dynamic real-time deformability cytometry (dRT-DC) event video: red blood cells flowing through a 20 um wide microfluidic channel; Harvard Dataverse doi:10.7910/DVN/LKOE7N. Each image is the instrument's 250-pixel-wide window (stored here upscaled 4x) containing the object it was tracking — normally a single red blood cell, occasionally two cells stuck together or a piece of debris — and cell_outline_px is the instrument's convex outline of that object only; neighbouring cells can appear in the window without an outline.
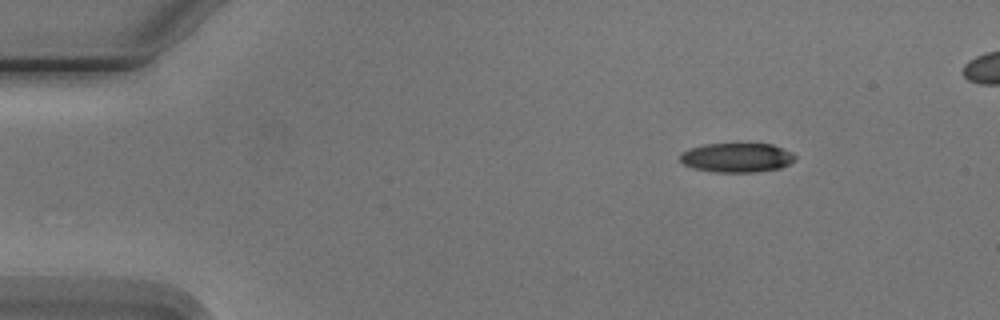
{"species": "Egyptian fruit bat (a non-hibernating species)", "species_latin": "Rousettus aegyptiacus", "temperature_condition": "cold", "stored_images_in_passage": 5, "camera_frame_rate_fps": 3000, "um_per_image_px": 0.085, "animal": {"sex": "male"}, "frame": {"image": 1, "passage_image": 1, "time_ms": 0.0, "image_size_px": [1000, 320], "cell_outline_px": [[796, 160], [780, 168], [752, 172], [716, 172], [692, 168], [684, 164], [680, 160], [680, 152], [688, 148], [704, 144], [772, 144], [792, 152], [796, 156]], "centroid_in_image_um": [62.61, 13.39], "position_along_channel_um": 22.4, "area_um2": 19.71}}
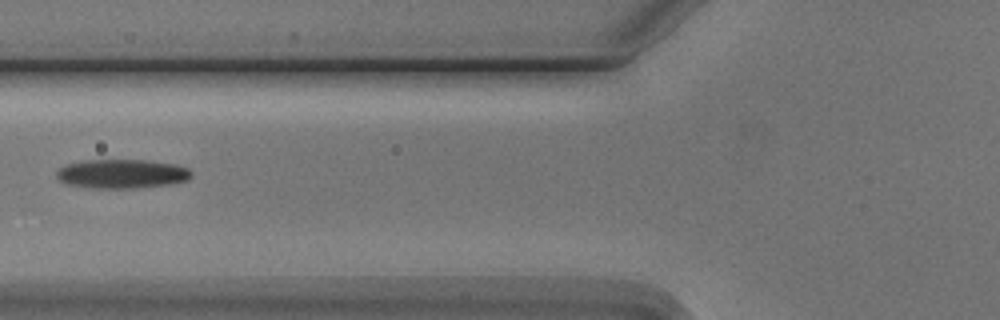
{"frame": {"image": 2, "passage_image": 5, "time_ms": 4.667, "image_size_px": [1000, 320], "cell_outline_px": [[192, 176], [188, 180], [172, 184], [136, 188], [92, 188], [64, 184], [56, 176], [56, 172], [64, 164], [84, 160], [144, 160], [176, 164], [188, 168], [192, 172]], "centroid_in_image_um": [10.35, 14.77], "position_along_channel_um": 115.4, "area_um2": 23.12}}